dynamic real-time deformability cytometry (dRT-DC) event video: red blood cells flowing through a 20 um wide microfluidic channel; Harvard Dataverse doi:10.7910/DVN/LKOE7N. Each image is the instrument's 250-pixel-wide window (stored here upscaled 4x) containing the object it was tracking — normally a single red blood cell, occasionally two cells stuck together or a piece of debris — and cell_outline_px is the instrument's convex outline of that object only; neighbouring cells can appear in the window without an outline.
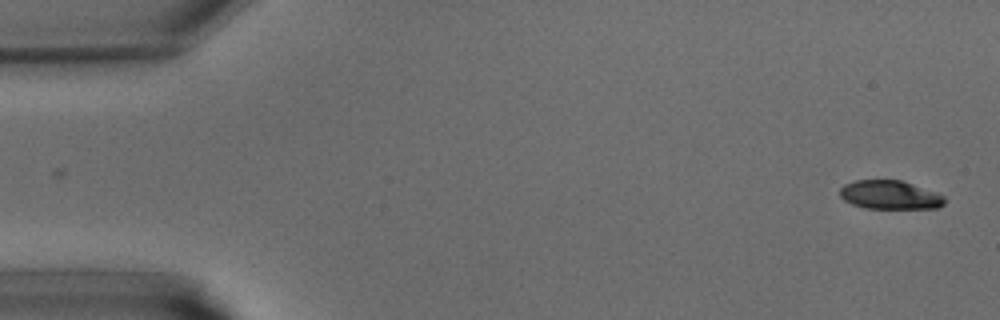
{"species": "common noctule bat (a hibernating species)", "species_latin": "Nyctalus noctula", "temperature_condition": "warm", "stored_images_in_passage": 40, "camera_frame_rate_fps": 3000, "um_per_image_px": 0.085, "animal": {"sex": "male", "body_mass_g": 15.6}, "frame": {"image": 1, "passage_image": 1, "time_ms": 0.0, "image_size_px": [1000, 320], "cell_outline_px": [[944, 204], [940, 208], [864, 208], [852, 204], [844, 200], [840, 196], [840, 188], [844, 184], [856, 180], [900, 180], [912, 184], [944, 196]], "centroid_in_image_um": [75.61, 16.57], "position_along_channel_um": 9.4, "area_um2": 17.34}}
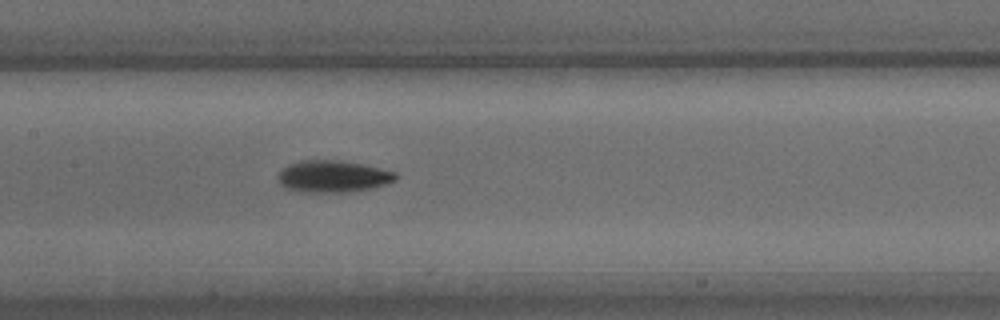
{"frame": {"image": 2, "passage_image": 19, "time_ms": 6.0, "image_size_px": [1000, 320], "cell_outline_px": [[396, 180], [372, 188], [344, 192], [308, 192], [288, 188], [280, 184], [276, 176], [288, 164], [300, 160], [336, 160], [360, 164], [396, 172]], "centroid_in_image_um": [28.27, 14.99], "position_along_channel_um": 179.1, "area_um2": 21.5}}
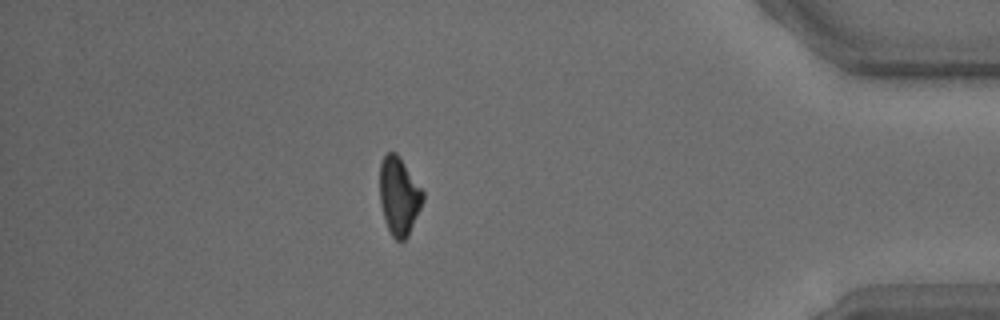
{"frame": {"image": 3, "passage_image": 35, "time_ms": 11.333, "image_size_px": [1000, 320], "cell_outline_px": [[424, 200], [408, 236], [404, 240], [396, 240], [392, 236], [384, 220], [380, 204], [380, 164], [384, 156], [388, 152], [396, 152], [400, 156], [424, 192]], "centroid_in_image_um": [33.91, 16.65], "position_along_channel_um": 401.3, "area_um2": 19.65}}